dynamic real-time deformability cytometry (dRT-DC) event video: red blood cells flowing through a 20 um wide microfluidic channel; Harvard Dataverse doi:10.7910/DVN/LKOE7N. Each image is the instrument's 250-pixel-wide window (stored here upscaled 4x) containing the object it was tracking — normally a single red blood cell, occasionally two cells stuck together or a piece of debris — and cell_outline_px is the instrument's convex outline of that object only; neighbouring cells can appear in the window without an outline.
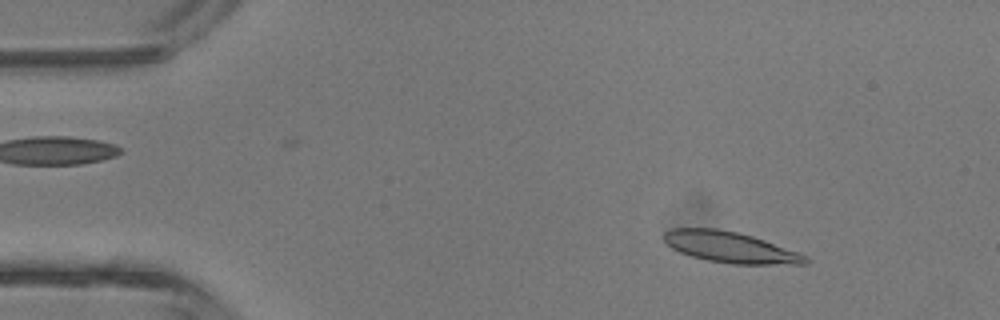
{"species": "common noctule bat (a hibernating species)", "species_latin": "Nyctalus noctula", "temperature_condition": "room temperature", "stored_images_in_passage": 3, "camera_frame_rate_fps": 3000, "um_per_image_px": 0.085, "animal": {"sex": "male", "body_mass_g": 13.3}, "frame": {"image": 1, "passage_image": 1, "time_ms": 0.0, "image_size_px": [1000, 320], "cell_outline_px": [[812, 260], [808, 264], [732, 264], [708, 260], [692, 256], [680, 252], [672, 248], [664, 240], [664, 232], [672, 228], [716, 228], [736, 232], [752, 236], [800, 252], [808, 256]], "centroid_in_image_um": [62.13, 21.02], "position_along_channel_um": 22.9, "area_um2": 25.55}}
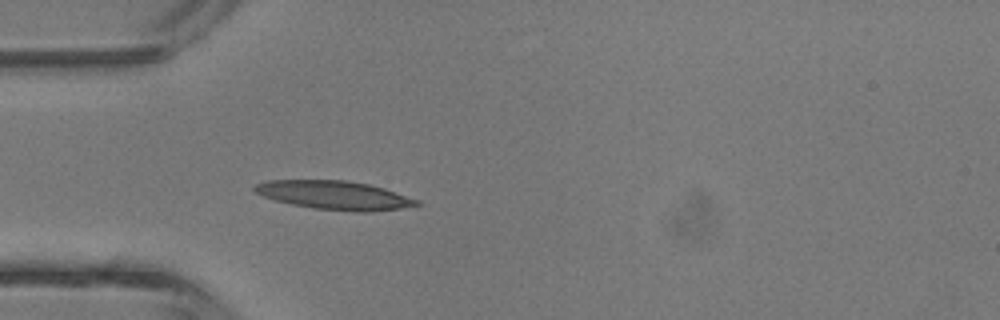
{"frame": {"image": 2, "passage_image": 3, "time_ms": 2.333, "image_size_px": [1000, 320], "cell_outline_px": [[424, 204], [400, 208], [372, 212], [356, 212], [312, 208], [292, 204], [276, 200], [264, 196], [256, 192], [252, 188], [256, 184], [268, 180], [344, 180], [368, 184], [384, 188], [420, 200]], "centroid_in_image_um": [28.47, 16.6], "position_along_channel_um": 56.5, "area_um2": 27.11}}